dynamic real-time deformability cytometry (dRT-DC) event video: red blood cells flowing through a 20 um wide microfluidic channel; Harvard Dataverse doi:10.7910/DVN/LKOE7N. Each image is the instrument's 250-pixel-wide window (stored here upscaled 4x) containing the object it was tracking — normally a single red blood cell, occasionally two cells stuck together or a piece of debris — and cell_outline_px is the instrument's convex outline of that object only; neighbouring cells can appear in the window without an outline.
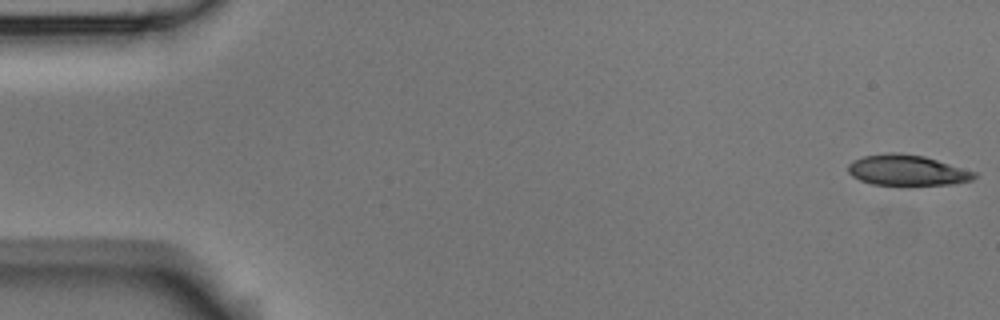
{"species": "Egyptian fruit bat (a non-hibernating species)", "species_latin": "Rousettus aegyptiacus", "temperature_condition": "room temperature", "stored_images_in_passage": 6, "segment_of_instrument_passage": [1, 2], "camera_frame_rate_fps": 3000, "um_per_image_px": 0.085, "animal": {"sex": "male"}, "frame": {"image": 1, "passage_image": 1, "time_ms": 0.0, "image_size_px": [1000, 320], "cell_outline_px": [[976, 176], [972, 180], [952, 184], [908, 188], [904, 188], [872, 184], [860, 180], [852, 176], [848, 172], [848, 164], [852, 160], [864, 156], [888, 152], [900, 152], [924, 156], [976, 172]], "centroid_in_image_um": [77.08, 14.52], "position_along_channel_um": 7.9, "area_um2": 23.52}}
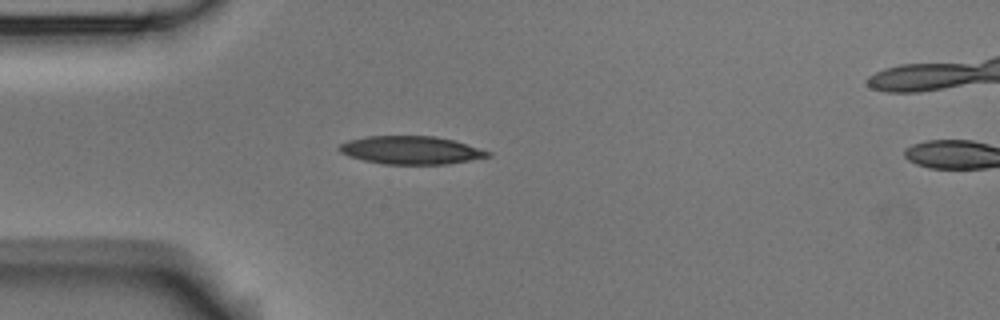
{"frame": {"image": 2, "passage_image": 5, "time_ms": 4.667, "image_size_px": [1000, 320], "cell_outline_px": [[492, 156], [444, 164], [384, 164], [364, 160], [348, 156], [340, 152], [336, 148], [340, 144], [348, 140], [364, 136], [436, 136], [452, 140], [492, 152]], "centroid_in_image_um": [34.88, 12.76], "position_along_channel_um": 50.1, "area_um2": 24.22}}